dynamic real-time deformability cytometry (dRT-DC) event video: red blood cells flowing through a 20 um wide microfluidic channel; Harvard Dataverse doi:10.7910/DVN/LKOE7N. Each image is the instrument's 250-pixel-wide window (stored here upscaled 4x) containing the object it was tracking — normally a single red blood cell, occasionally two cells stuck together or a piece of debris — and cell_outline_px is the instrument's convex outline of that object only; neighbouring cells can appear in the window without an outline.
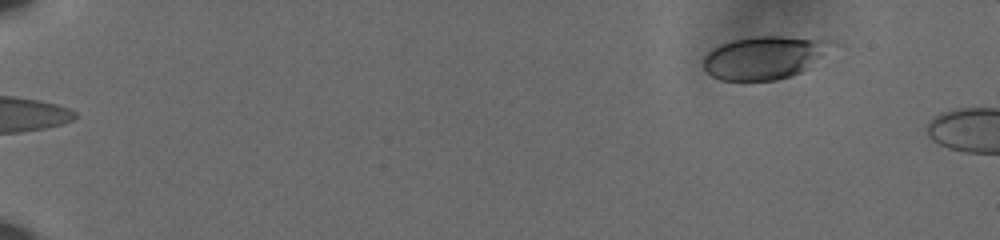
{"species": "human", "species_latin": "Homo sapiens", "temperature_condition": "cold", "stored_images_in_passage": 14, "camera_frame_rate_fps": 3000, "um_per_image_px": 0.085, "donor": {"sex": "male"}, "frame": {"image": 1, "passage_image": 1, "time_ms": 0.0, "image_size_px": [1000, 240], "cell_outline_px": [[828, 44], [800, 72], [776, 80], [720, 80], [704, 72], [704, 56], [712, 48], [720, 44], [732, 40], [764, 36], [780, 36], [824, 40]], "centroid_in_image_um": [64.72, 4.91], "position_along_channel_um": 20.3, "area_um2": 30.52}}